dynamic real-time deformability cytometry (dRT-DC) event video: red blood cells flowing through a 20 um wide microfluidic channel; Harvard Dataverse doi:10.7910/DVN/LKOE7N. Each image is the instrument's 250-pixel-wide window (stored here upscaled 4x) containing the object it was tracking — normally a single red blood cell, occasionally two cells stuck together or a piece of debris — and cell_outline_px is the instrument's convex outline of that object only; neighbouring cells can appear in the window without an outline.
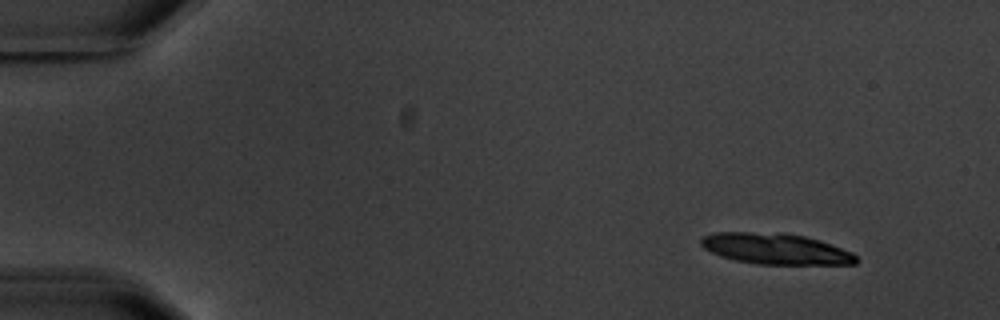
{"species": "common noctule bat (a hibernating species)", "species_latin": "Nyctalus noctula", "temperature_condition": "warm", "stored_images_in_passage": 4, "segment_of_instrument_passage": [2, 2], "camera_frame_rate_fps": 3000, "um_per_image_px": 0.085, "animal": {"sex": "male", "body_mass_g": 20.1, "forearm_length_mm": 53.5}, "frame": {"image": 1, "passage_image": 4, "time_ms": 5.333, "image_size_px": [1000, 320], "cell_outline_px": [[856, 264], [756, 264], [736, 260], [720, 256], [704, 248], [700, 244], [700, 240], [704, 236], [712, 232], [784, 232], [804, 236], [820, 240], [852, 252], [856, 256]], "centroid_in_image_um": [65.91, 21.13], "position_along_channel_um": 19.1, "area_um2": 28.03}}